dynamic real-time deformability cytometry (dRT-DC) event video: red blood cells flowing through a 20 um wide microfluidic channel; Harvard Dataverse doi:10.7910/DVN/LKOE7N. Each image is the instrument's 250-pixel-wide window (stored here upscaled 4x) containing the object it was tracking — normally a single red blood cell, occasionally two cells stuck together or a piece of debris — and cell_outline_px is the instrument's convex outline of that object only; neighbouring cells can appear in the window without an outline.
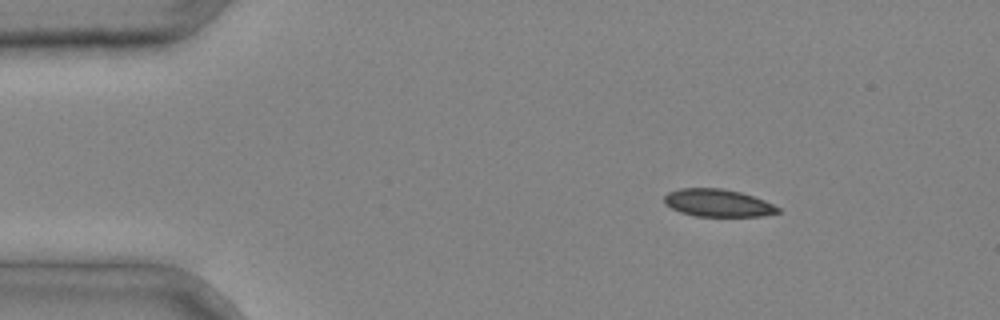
{"species": "common noctule bat (a hibernating species)", "species_latin": "Nyctalus noctula", "temperature_condition": "cold", "stored_images_in_passage": 3, "camera_frame_rate_fps": 3000, "um_per_image_px": 0.085, "animal": {"sex": "male", "body_mass_g": 20.4}, "frame": {"image": 1, "passage_image": 1, "time_ms": 0.0, "image_size_px": [1000, 320], "cell_outline_px": [[780, 212], [760, 216], [696, 216], [680, 212], [664, 204], [664, 196], [668, 192], [680, 188], [720, 188], [740, 192], [764, 200], [780, 208]], "centroid_in_image_um": [60.99, 17.25], "position_along_channel_um": 24.0, "area_um2": 18.15}}
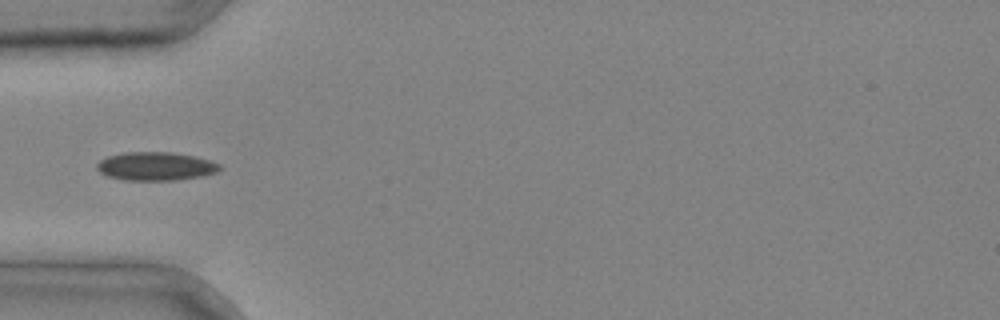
{"frame": {"image": 2, "passage_image": 3, "time_ms": 0.667, "image_size_px": [1000, 320], "cell_outline_px": [[224, 168], [216, 172], [200, 176], [176, 180], [124, 180], [108, 176], [100, 172], [96, 168], [96, 164], [100, 160], [108, 156], [124, 152], [172, 152], [196, 156], [220, 164]], "centroid_in_image_um": [13.24, 14.12], "position_along_channel_um": 71.8, "area_um2": 20.4}}